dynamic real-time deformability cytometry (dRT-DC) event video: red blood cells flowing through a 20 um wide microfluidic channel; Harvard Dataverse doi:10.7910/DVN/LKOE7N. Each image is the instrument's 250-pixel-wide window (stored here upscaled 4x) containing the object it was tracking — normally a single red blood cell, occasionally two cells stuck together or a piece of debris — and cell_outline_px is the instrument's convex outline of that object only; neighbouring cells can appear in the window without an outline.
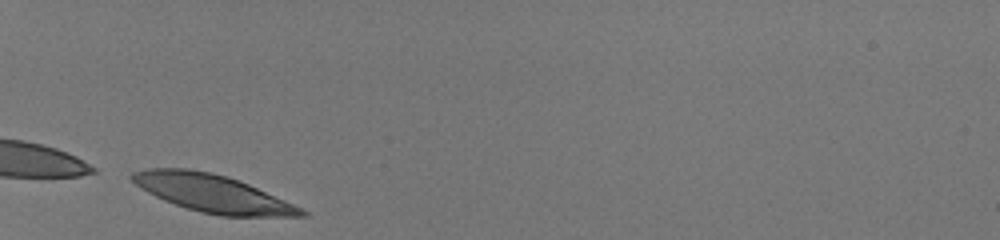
{"species": "human", "species_latin": "Homo sapiens", "temperature_condition": "room temperature", "stored_images_in_passage": 28, "camera_frame_rate_fps": 3000, "um_per_image_px": 0.085, "donor": {"sex": "male"}, "frame": {"image": 1, "passage_image": 1, "time_ms": 0.0, "image_size_px": [1000, 240], "cell_outline_px": [[308, 216], [220, 216], [200, 212], [164, 200], [140, 188], [128, 176], [132, 172], [148, 168], [188, 168], [212, 172], [228, 176], [248, 184], [284, 200], [308, 212]], "centroid_in_image_um": [18.02, 16.42], "position_along_channel_um": 67.0, "area_um2": 36.76}}
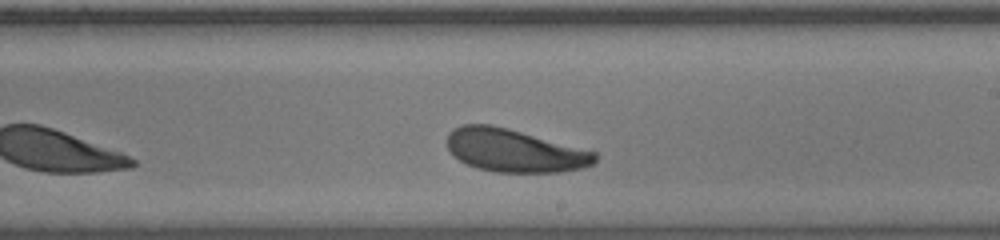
{"frame": {"image": 2, "passage_image": 16, "time_ms": 5.0, "image_size_px": [1000, 240], "cell_outline_px": [[596, 164], [580, 168], [560, 172], [496, 172], [476, 168], [452, 156], [448, 148], [448, 132], [452, 128], [460, 124], [492, 124], [508, 128], [596, 152]], "centroid_in_image_um": [43.69, 12.79], "position_along_channel_um": 245.3, "area_um2": 37.05}}
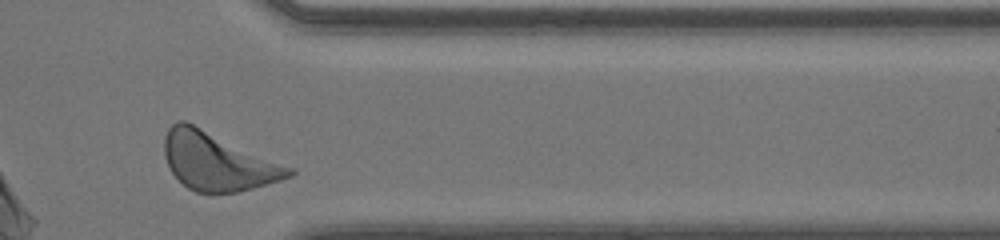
{"frame": {"image": 3, "passage_image": 27, "time_ms": 8.667, "image_size_px": [1000, 240], "cell_outline_px": [[296, 172], [292, 176], [280, 180], [252, 188], [236, 192], [196, 192], [188, 188], [172, 172], [164, 156], [164, 136], [168, 128], [176, 120], [184, 120], [296, 168]], "centroid_in_image_um": [18.52, 13.7], "position_along_channel_um": 392.9, "area_um2": 41.96}, "authors_computed_cell_mechanics": {"area_um2": 37.4544, "velocity_mm_per_s": 4.0423, "shape_relaxation_time_tau1_ms": 2.806, "shape_relaxation_time_tau2_ms": null, "deformation_change_tau1": 0.1545, "deformation_change_tau2": null}}